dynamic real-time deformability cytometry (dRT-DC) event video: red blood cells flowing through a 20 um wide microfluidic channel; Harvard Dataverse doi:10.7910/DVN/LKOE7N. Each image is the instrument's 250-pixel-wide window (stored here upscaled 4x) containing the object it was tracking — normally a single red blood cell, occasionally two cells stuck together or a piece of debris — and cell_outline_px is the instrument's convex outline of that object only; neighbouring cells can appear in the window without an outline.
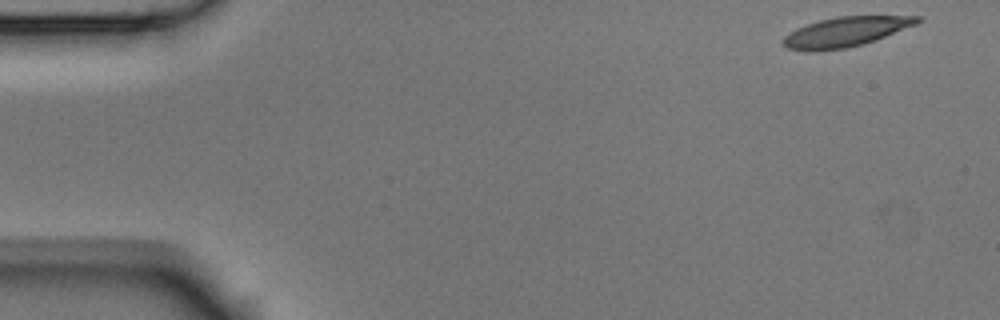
{"species": "Egyptian fruit bat (a non-hibernating species)", "species_latin": "Rousettus aegyptiacus", "temperature_condition": "room temperature", "stored_images_in_passage": 10, "camera_frame_rate_fps": 3000, "um_per_image_px": 0.085, "animal": {"sex": "male"}, "frame": {"image": 1, "passage_image": 1, "time_ms": 0.0, "image_size_px": [1000, 320], "cell_outline_px": [[920, 20], [916, 24], [864, 44], [844, 48], [816, 52], [804, 52], [788, 48], [784, 44], [784, 36], [796, 28], [820, 20], [836, 16], [920, 16]], "centroid_in_image_um": [71.83, 2.72], "position_along_channel_um": 13.2, "area_um2": 23.06}}
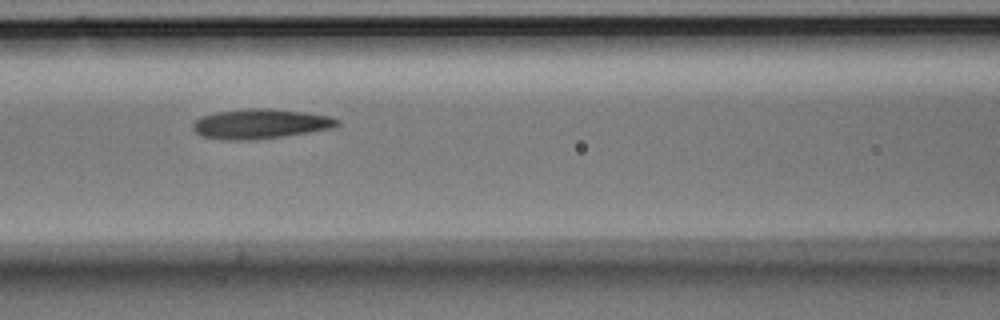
{"frame": {"image": 2, "passage_image": 6, "time_ms": 1.667, "image_size_px": [1000, 320], "cell_outline_px": [[340, 124], [332, 128], [308, 132], [280, 136], [248, 140], [224, 140], [200, 136], [192, 128], [192, 124], [200, 116], [216, 112], [248, 108], [268, 108], [304, 112], [328, 116], [340, 120]], "centroid_in_image_um": [22.08, 10.52], "position_along_channel_um": 144.5, "area_um2": 24.91}}
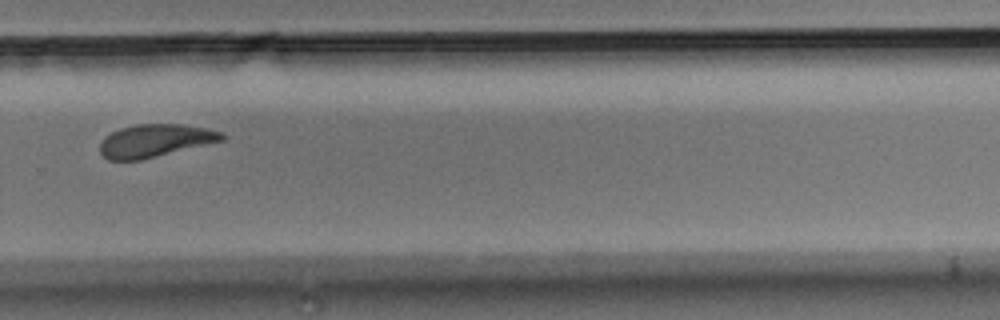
{"frame": {"image": 3, "passage_image": 10, "time_ms": 3.0, "image_size_px": [1000, 320], "cell_outline_px": [[228, 136], [224, 140], [140, 160], [108, 160], [100, 152], [100, 140], [104, 136], [120, 128], [136, 124], [184, 124], [208, 128], [224, 132]], "centroid_in_image_um": [13.2, 11.94], "position_along_channel_um": 316.6, "area_um2": 23.47}}